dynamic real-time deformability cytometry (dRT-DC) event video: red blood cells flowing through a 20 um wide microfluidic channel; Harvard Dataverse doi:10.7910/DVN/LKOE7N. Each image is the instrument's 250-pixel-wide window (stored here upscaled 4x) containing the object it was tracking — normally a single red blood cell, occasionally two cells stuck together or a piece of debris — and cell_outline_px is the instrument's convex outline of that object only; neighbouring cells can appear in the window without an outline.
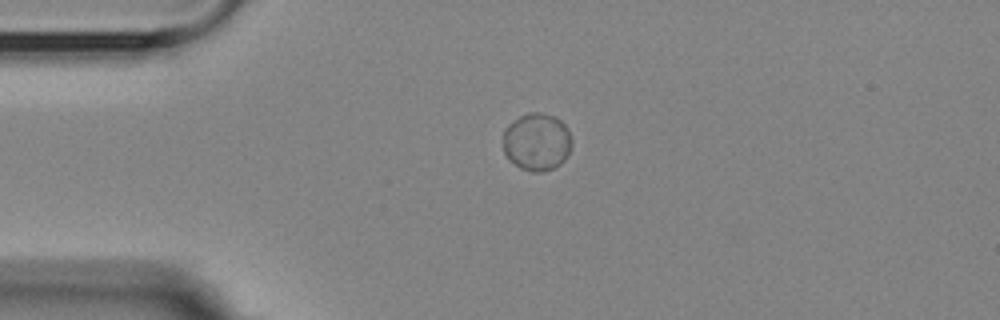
{"species": "Egyptian fruit bat (a non-hibernating species)", "species_latin": "Rousettus aegyptiacus", "temperature_condition": "room temperature", "stored_images_in_passage": 1, "camera_frame_rate_fps": 3000, "um_per_image_px": 0.085, "animal": {"sex": "female"}, "frame": {"image": 1, "passage_image": 1, "time_ms": 0.0, "image_size_px": [1000, 320], "cell_outline_px": [[572, 148], [564, 160], [560, 164], [552, 168], [540, 172], [532, 172], [520, 168], [508, 160], [504, 152], [504, 128], [508, 124], [520, 116], [528, 112], [540, 112], [556, 116], [564, 124], [572, 140]], "centroid_in_image_um": [45.62, 12.05], "position_along_channel_um": 39.4, "area_um2": 23.24}}